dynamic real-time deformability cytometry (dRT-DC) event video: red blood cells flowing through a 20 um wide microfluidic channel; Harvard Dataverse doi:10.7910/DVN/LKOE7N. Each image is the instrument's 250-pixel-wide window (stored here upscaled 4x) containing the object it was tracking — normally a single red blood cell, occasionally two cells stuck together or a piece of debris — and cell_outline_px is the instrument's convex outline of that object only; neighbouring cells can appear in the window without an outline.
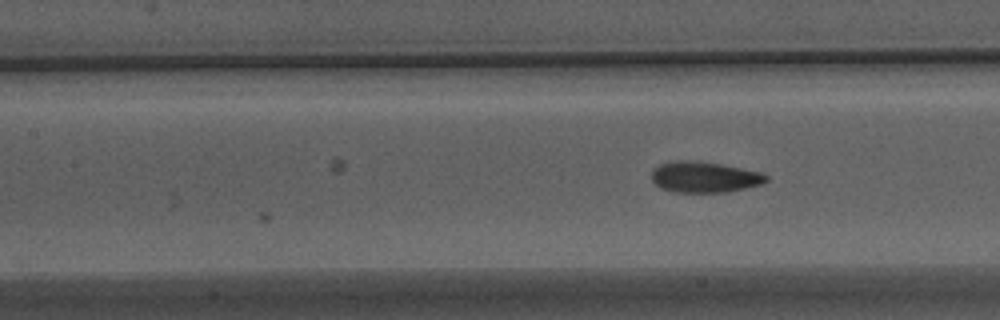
{"species": "Egyptian fruit bat (a non-hibernating species)", "species_latin": "Rousettus aegyptiacus", "temperature_condition": "warm", "stored_images_in_passage": 8, "camera_frame_rate_fps": 3000, "um_per_image_px": 0.085, "animal": {"sex": "male"}, "frame": {"image": 1, "passage_image": 8, "time_ms": 2.333, "image_size_px": [1000, 320], "cell_outline_px": [[768, 180], [760, 184], [744, 188], [724, 192], [676, 192], [660, 188], [652, 180], [652, 172], [660, 164], [676, 160], [696, 160], [720, 164], [760, 172], [768, 176]], "centroid_in_image_um": [59.85, 15.04], "position_along_channel_um": 147.5, "area_um2": 20.4}}